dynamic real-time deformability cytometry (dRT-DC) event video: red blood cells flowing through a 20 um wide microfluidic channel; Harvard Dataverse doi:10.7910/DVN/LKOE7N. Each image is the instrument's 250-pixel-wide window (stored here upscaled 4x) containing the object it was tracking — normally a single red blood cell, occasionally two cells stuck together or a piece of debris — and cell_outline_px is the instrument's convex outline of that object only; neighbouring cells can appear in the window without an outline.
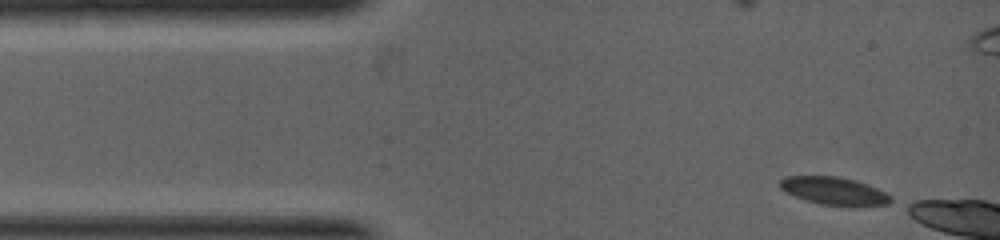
{"species": "common noctule bat (a hibernating species)", "species_latin": "Nyctalus noctula", "temperature_condition": "warm", "stored_images_in_passage": 4, "camera_frame_rate_fps": 5000, "um_per_image_px": 0.085, "animal": {"sex": "female", "body_mass_g": 19.0, "forearm_length_mm": 53.3}, "frame": {"image": 1, "passage_image": 1, "time_ms": 0.0, "image_size_px": [1000, 240], "cell_outline_px": [[892, 200], [888, 204], [856, 208], [848, 208], [820, 204], [796, 196], [780, 188], [780, 180], [784, 176], [840, 176], [856, 180], [868, 184], [892, 196]], "centroid_in_image_um": [70.97, 16.26], "position_along_channel_um": 14.0, "area_um2": 18.38}}